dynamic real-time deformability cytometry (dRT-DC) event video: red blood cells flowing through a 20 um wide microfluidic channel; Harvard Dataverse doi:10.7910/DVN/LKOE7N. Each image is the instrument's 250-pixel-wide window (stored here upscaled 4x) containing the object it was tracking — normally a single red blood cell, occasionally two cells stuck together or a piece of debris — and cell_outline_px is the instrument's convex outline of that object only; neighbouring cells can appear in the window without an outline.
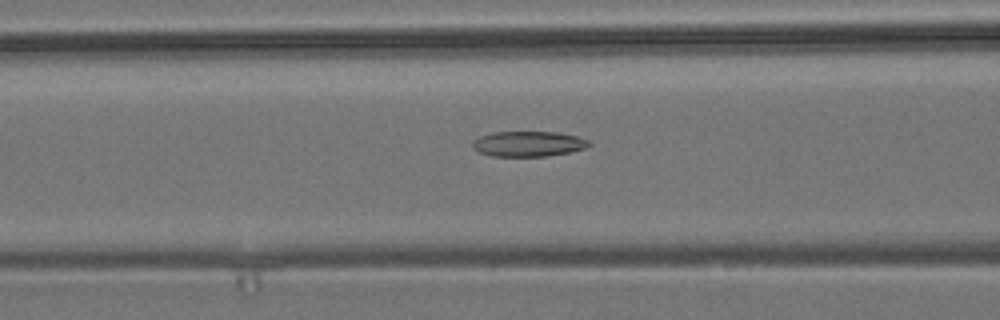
{"species": "common noctule bat (a hibernating species)", "species_latin": "Nyctalus noctula", "temperature_condition": "room temperature", "stored_images_in_passage": 33, "camera_frame_rate_fps": 3000, "um_per_image_px": 0.085, "animal": {"sex": "male", "body_mass_g": 19.2, "forearm_length_mm": 51.8}, "frame": {"image": 1, "passage_image": 11, "time_ms": 3.333, "image_size_px": [1000, 320], "cell_outline_px": [[592, 144], [588, 148], [548, 156], [492, 156], [480, 152], [472, 148], [472, 140], [480, 136], [496, 132], [560, 132], [580, 136], [588, 140]], "centroid_in_image_um": [44.95, 12.22], "position_along_channel_um": 121.6, "area_um2": 17.34}}
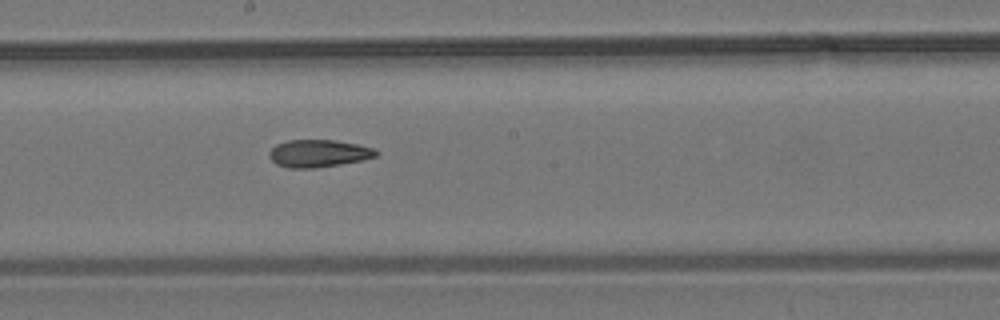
{"frame": {"image": 2, "passage_image": 19, "time_ms": 6.0, "image_size_px": [1000, 320], "cell_outline_px": [[380, 152], [376, 156], [364, 160], [316, 168], [288, 168], [276, 164], [268, 156], [268, 152], [276, 144], [288, 140], [336, 140], [376, 148]], "centroid_in_image_um": [27.09, 13.04], "position_along_channel_um": 221.1, "area_um2": 17.28}}
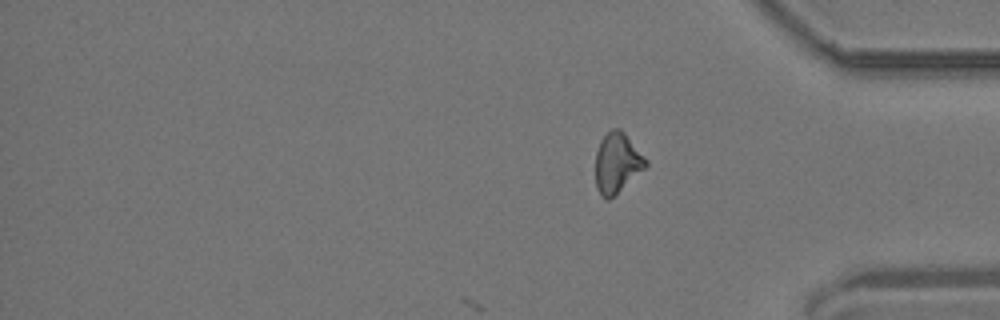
{"frame": {"image": 3, "passage_image": 33, "time_ms": 10.667, "image_size_px": [1000, 320], "cell_outline_px": [[648, 164], [644, 168], [608, 200], [600, 196], [596, 188], [596, 152], [600, 140], [612, 128], [620, 128], [624, 132], [648, 160]], "centroid_in_image_um": [52.43, 13.82], "position_along_channel_um": 382.8, "area_um2": 17.34}, "authors_computed_cell_mechanics": {"area_um2": 17.34, "velocity_mm_per_s": 3.7215, "shape_relaxation_time_tau1_ms": null, "shape_relaxation_time_tau2_ms": 4.4078, "deformation_change_tau1": null, "deformation_change_tau2": 0.1201}}